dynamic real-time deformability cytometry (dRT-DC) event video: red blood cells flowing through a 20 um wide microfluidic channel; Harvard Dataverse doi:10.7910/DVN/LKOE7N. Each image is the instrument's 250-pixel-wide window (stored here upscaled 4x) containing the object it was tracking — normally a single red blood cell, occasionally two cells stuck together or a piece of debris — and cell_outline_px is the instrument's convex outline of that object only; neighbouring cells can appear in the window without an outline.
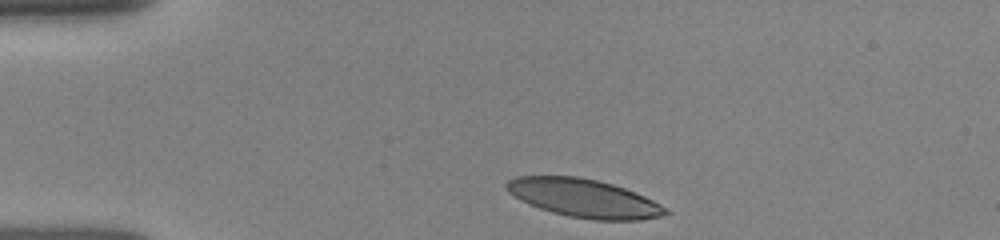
{"species": "human", "species_latin": "Homo sapiens", "temperature_condition": "room temperature", "stored_images_in_passage": 10, "camera_frame_rate_fps": 3000, "um_per_image_px": 0.085, "donor": {"sex": "female"}, "frame": {"image": 1, "passage_image": 1, "time_ms": 0.0, "image_size_px": [1000, 240], "cell_outline_px": [[668, 212], [664, 216], [640, 220], [596, 220], [568, 216], [552, 212], [528, 204], [520, 200], [508, 192], [504, 188], [504, 184], [508, 180], [516, 176], [576, 176], [596, 180], [612, 184], [624, 188], [644, 196], [660, 204]], "centroid_in_image_um": [49.58, 16.84], "position_along_channel_um": 35.4, "area_um2": 35.37}}
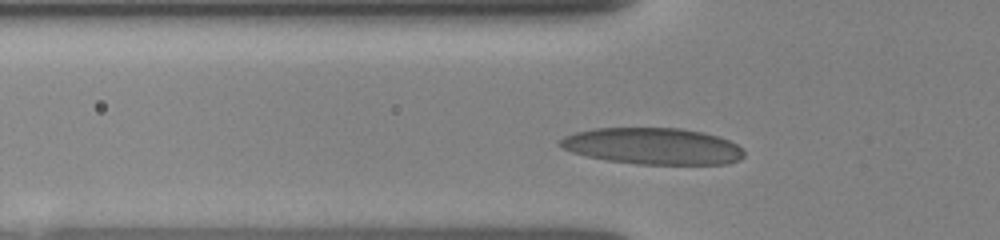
{"frame": {"image": 2, "passage_image": 6, "time_ms": 2.0, "image_size_px": [1000, 240], "cell_outline_px": [[744, 156], [740, 160], [728, 164], [636, 164], [608, 160], [588, 156], [572, 152], [556, 144], [564, 136], [576, 132], [596, 128], [680, 128], [704, 132], [720, 136], [736, 144], [744, 152]], "centroid_in_image_um": [55.51, 12.42], "position_along_channel_um": 70.3, "area_um2": 39.19}}
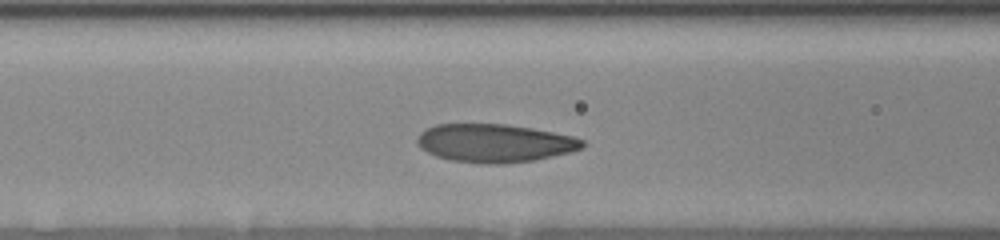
{"frame": {"image": 3, "passage_image": 9, "time_ms": 3.333, "image_size_px": [1000, 240], "cell_outline_px": [[584, 148], [552, 156], [532, 160], [504, 164], [484, 164], [452, 160], [436, 156], [420, 148], [416, 144], [416, 140], [420, 132], [436, 124], [508, 124], [532, 128], [572, 136], [584, 140]], "centroid_in_image_um": [42.02, 12.16], "position_along_channel_um": 124.6, "area_um2": 36.76}}